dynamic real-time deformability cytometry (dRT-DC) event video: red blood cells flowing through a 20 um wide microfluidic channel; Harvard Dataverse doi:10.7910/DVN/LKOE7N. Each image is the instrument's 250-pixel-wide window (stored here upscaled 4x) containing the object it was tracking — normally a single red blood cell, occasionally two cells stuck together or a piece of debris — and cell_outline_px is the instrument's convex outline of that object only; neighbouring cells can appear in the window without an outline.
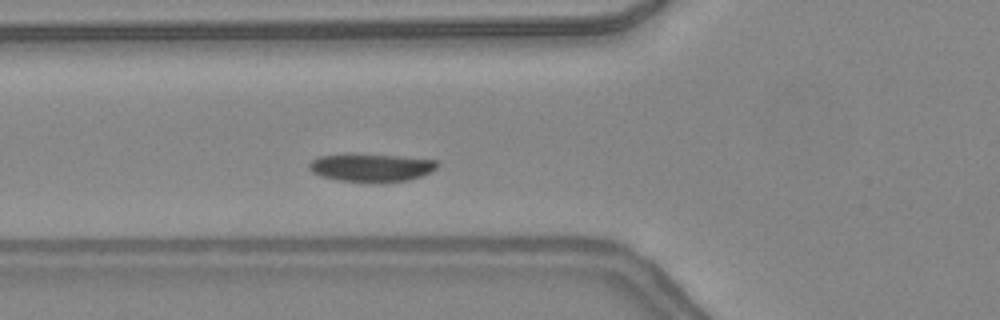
{"species": "common noctule bat (a hibernating species)", "species_latin": "Nyctalus noctula", "temperature_condition": "warm", "stored_images_in_passage": 42, "camera_frame_rate_fps": 3000, "um_per_image_px": 0.085, "animal": {"sex": "female", "body_mass_g": 24.6, "forearm_length_mm": 56.2}, "frame": {"image": 1, "passage_image": 19, "time_ms": 6.0, "image_size_px": [1000, 320], "cell_outline_px": [[440, 164], [436, 168], [424, 176], [408, 180], [380, 184], [376, 184], [340, 180], [320, 176], [312, 172], [308, 168], [308, 164], [312, 160], [320, 156], [348, 152], [396, 156], [436, 160]], "centroid_in_image_um": [31.54, 14.25], "position_along_channel_um": 94.3, "area_um2": 21.73}, "authors_computed_cell_mechanics": {"area_um2": 20.8947, "velocity_mm_per_s": 3.8882, "shape_relaxation_time_tau1_ms": 0.6167, "shape_relaxation_time_tau2_ms": null, "deformation_change_tau1": 0.0861, "deformation_change_tau2": null}}